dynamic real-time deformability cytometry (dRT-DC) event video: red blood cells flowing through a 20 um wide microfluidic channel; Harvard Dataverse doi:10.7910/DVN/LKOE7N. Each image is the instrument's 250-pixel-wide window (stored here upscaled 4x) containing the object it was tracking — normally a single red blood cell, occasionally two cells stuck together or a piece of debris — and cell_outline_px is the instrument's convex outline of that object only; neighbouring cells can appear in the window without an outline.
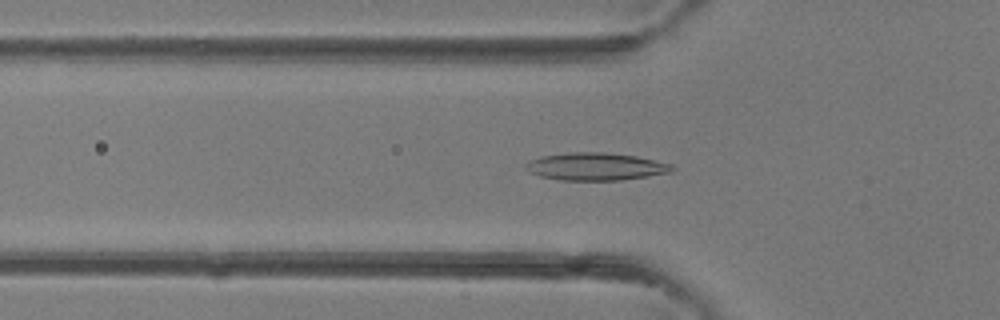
{"species": "common noctule bat (a hibernating species)", "species_latin": "Nyctalus noctula", "temperature_condition": "room temperature", "stored_images_in_passage": 37, "camera_frame_rate_fps": 3000, "um_per_image_px": 0.085, "animal": {"sex": "female"}, "frame": {"image": 1, "passage_image": 10, "time_ms": 3.0, "image_size_px": [1000, 320], "cell_outline_px": [[676, 168], [672, 172], [648, 176], [620, 180], [560, 180], [540, 176], [528, 172], [524, 168], [524, 164], [540, 156], [568, 152], [604, 152], [636, 156], [672, 164]], "centroid_in_image_um": [50.62, 14.15], "position_along_channel_um": 75.2, "area_um2": 23.64}}
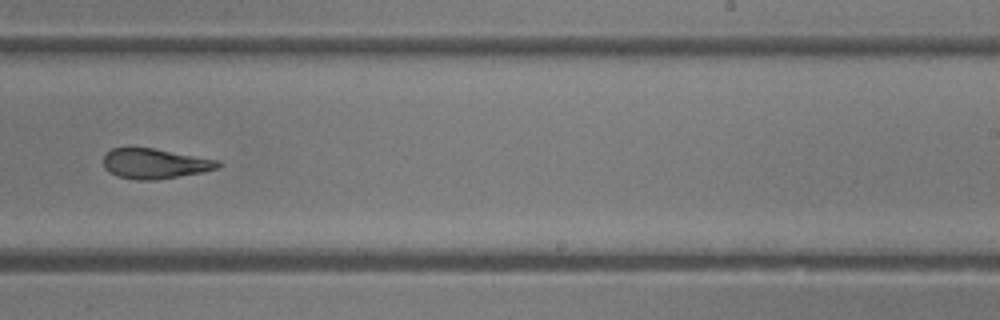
{"frame": {"image": 2, "passage_image": 22, "time_ms": 7.0, "image_size_px": [1000, 320], "cell_outline_px": [[220, 168], [200, 172], [156, 180], [136, 180], [116, 176], [108, 172], [104, 168], [104, 156], [112, 148], [152, 148], [220, 160]], "centroid_in_image_um": [13.15, 13.91], "position_along_channel_um": 275.9, "area_um2": 20.0}}
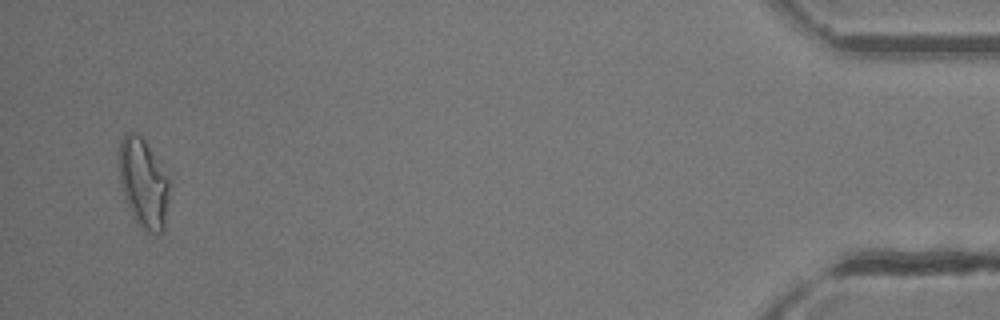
{"frame": {"image": 3, "passage_image": 36, "time_ms": 11.667, "image_size_px": [1000, 320], "cell_outline_px": [[168, 196], [164, 232], [156, 236], [148, 232], [132, 216], [124, 196], [120, 180], [120, 140], [124, 132], [136, 132], [144, 140], [168, 176]], "centroid_in_image_um": [12.2, 15.58], "position_along_channel_um": 423.0, "area_um2": 25.84}}